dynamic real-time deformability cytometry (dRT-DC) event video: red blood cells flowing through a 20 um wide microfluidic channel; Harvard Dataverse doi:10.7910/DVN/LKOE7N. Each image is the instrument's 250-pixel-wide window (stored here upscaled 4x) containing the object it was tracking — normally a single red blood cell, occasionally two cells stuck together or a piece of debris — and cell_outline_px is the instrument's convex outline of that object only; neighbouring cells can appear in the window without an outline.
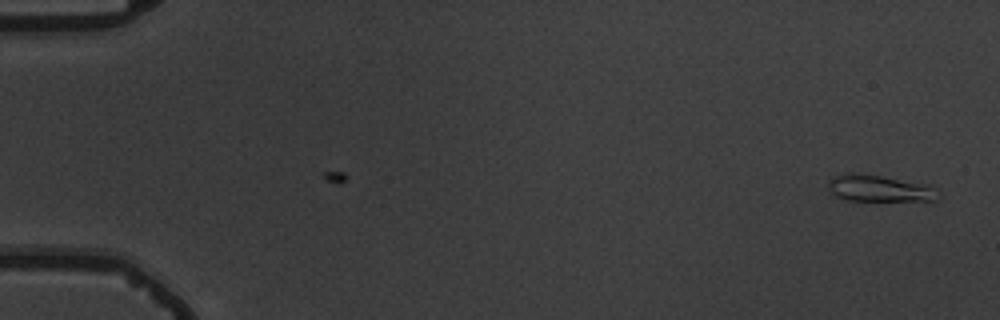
{"species": "common noctule bat (a hibernating species)", "species_latin": "Nyctalus noctula", "temperature_condition": "warm", "stored_images_in_passage": 3, "camera_frame_rate_fps": 3000, "um_per_image_px": 0.085, "animal": {"sex": "male", "body_mass_g": 19.5, "forearm_length_mm": 54.6}, "frame": {"image": 1, "passage_image": 3, "time_ms": 2.333, "image_size_px": [1000, 320], "cell_outline_px": [[936, 200], [848, 200], [836, 196], [828, 188], [828, 180], [832, 176], [848, 172], [856, 172], [928, 184], [932, 188]], "centroid_in_image_um": [74.61, 15.98], "position_along_channel_um": 10.4, "area_um2": 16.65}}